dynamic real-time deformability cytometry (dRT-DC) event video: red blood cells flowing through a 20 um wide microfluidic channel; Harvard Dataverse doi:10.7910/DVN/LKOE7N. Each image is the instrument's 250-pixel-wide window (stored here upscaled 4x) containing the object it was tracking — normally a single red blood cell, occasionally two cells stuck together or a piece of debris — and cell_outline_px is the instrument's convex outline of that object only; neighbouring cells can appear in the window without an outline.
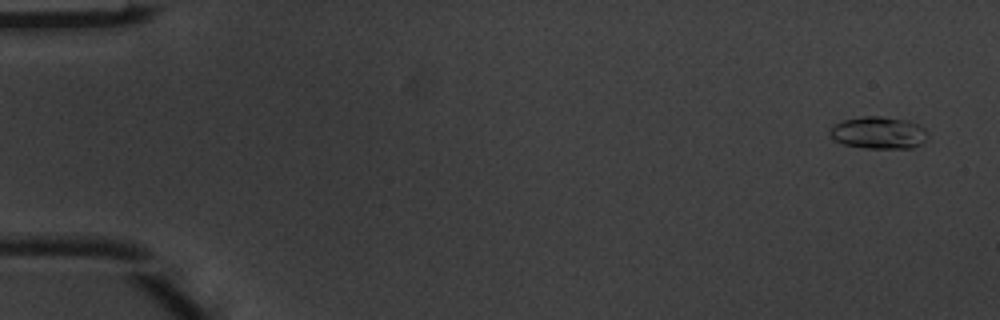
{"species": "common noctule bat (a hibernating species)", "species_latin": "Nyctalus noctula", "temperature_condition": "warm", "stored_images_in_passage": 4, "camera_frame_rate_fps": 3000, "um_per_image_px": 0.085, "animal": {"sex": "male", "body_mass_g": 20.1, "forearm_length_mm": 53.5}, "frame": {"image": 1, "passage_image": 4, "time_ms": 1.0, "image_size_px": [1000, 320], "cell_outline_px": [[928, 136], [920, 144], [912, 148], [864, 148], [844, 144], [836, 140], [828, 132], [836, 124], [844, 120], [864, 116], [880, 116], [908, 120], [920, 124], [928, 132]], "centroid_in_image_um": [74.73, 11.28], "position_along_channel_um": 10.3, "area_um2": 18.26}}